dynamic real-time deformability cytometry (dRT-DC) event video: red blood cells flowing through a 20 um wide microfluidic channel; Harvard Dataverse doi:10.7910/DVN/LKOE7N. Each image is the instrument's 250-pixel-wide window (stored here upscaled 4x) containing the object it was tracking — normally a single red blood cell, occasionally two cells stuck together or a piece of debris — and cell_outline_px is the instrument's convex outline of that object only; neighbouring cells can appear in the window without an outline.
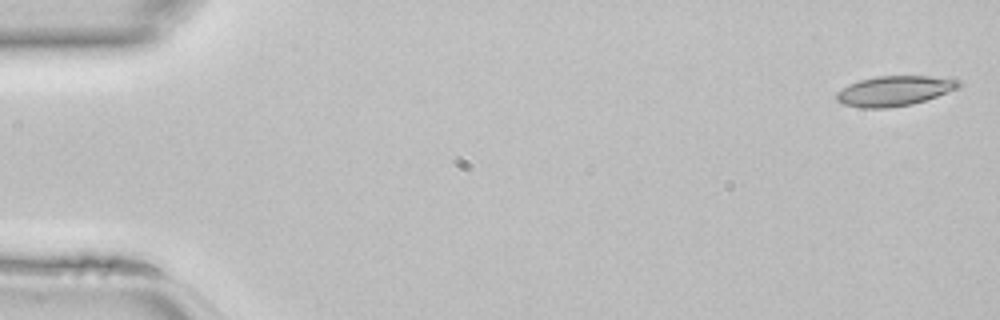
{"species": "common noctule bat (a hibernating species)", "species_latin": "Nyctalus noctula", "temperature_condition": "room temperature", "stored_images_in_passage": 42, "camera_frame_rate_fps": 3000, "um_per_image_px": 0.085, "animal": {"sex": "female", "body_mass_g": 22.7, "forearm_length_mm": 54.2}, "frame": {"image": 1, "passage_image": 1, "time_ms": 0.0, "image_size_px": [1000, 320], "cell_outline_px": [[960, 84], [956, 88], [936, 96], [912, 104], [888, 108], [860, 108], [844, 104], [836, 100], [836, 92], [848, 84], [860, 80], [876, 76], [928, 76], [960, 80]], "centroid_in_image_um": [75.95, 7.73], "position_along_channel_um": 9.0, "area_um2": 21.15}}
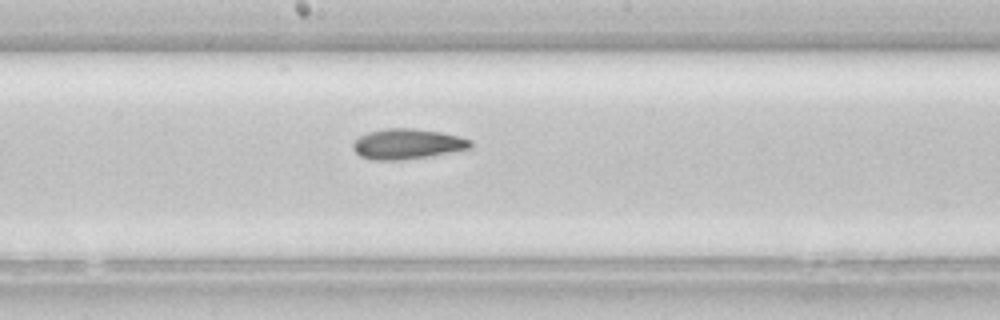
{"frame": {"image": 2, "passage_image": 24, "time_ms": 7.667, "image_size_px": [1000, 320], "cell_outline_px": [[472, 148], [428, 156], [400, 160], [372, 160], [360, 156], [352, 148], [352, 144], [360, 136], [368, 132], [388, 128], [412, 128], [440, 132], [460, 136], [472, 140]], "centroid_in_image_um": [34.63, 12.23], "position_along_channel_um": 213.6, "area_um2": 20.69}}
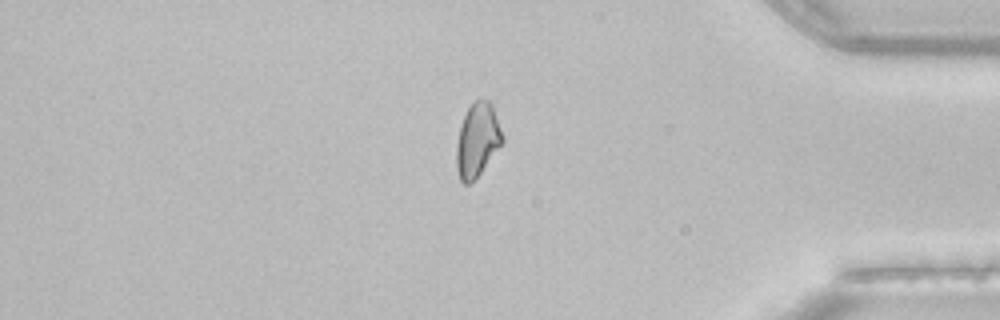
{"frame": {"image": 3, "passage_image": 38, "time_ms": 12.333, "image_size_px": [1000, 320], "cell_outline_px": [[504, 140], [480, 172], [468, 184], [464, 184], [460, 180], [456, 168], [456, 144], [460, 124], [468, 108], [476, 100], [488, 100], [492, 104], [504, 136]], "centroid_in_image_um": [40.56, 11.88], "position_along_channel_um": 394.6, "area_um2": 19.48}}